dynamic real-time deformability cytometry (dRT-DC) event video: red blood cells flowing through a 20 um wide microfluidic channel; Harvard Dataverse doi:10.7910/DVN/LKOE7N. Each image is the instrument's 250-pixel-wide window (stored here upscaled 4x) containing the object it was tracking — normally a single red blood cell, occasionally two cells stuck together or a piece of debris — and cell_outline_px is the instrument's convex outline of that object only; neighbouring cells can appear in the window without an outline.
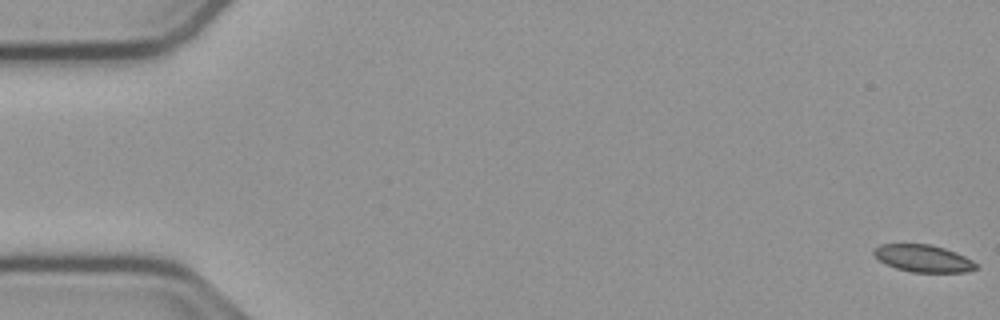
{"species": "common noctule bat (a hibernating species)", "species_latin": "Nyctalus noctula", "temperature_condition": "cold", "stored_images_in_passage": 55, "camera_frame_rate_fps": 3000, "um_per_image_px": 0.085, "animal": {"sex": "male", "body_mass_g": 23.1, "forearm_length_mm": 52.7}, "frame": {"image": 1, "passage_image": 1, "time_ms": 0.0, "image_size_px": [1000, 320], "cell_outline_px": [[976, 268], [964, 272], [912, 272], [896, 268], [880, 260], [872, 252], [872, 248], [880, 244], [932, 244], [956, 252], [972, 260], [976, 264]], "centroid_in_image_um": [78.45, 21.95], "position_along_channel_um": 6.6, "area_um2": 16.07}}
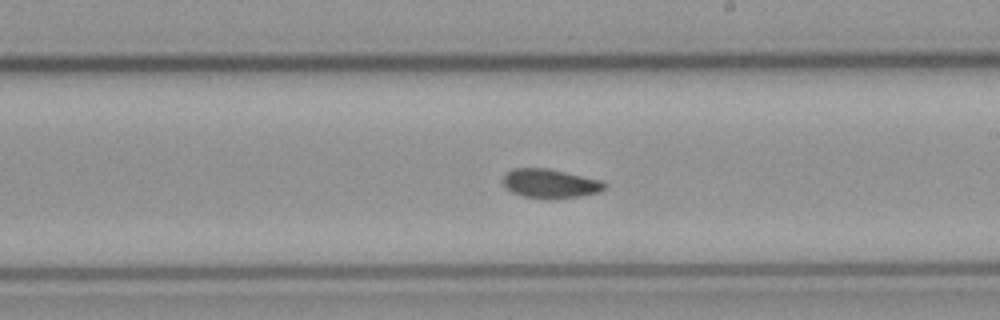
{"frame": {"image": 2, "passage_image": 32, "time_ms": 10.333, "image_size_px": [1000, 320], "cell_outline_px": [[608, 188], [600, 192], [580, 196], [552, 200], [524, 196], [512, 192], [504, 184], [504, 176], [512, 168], [548, 168], [600, 180], [608, 184]], "centroid_in_image_um": [46.82, 15.61], "position_along_channel_um": 242.2, "area_um2": 17.28}}
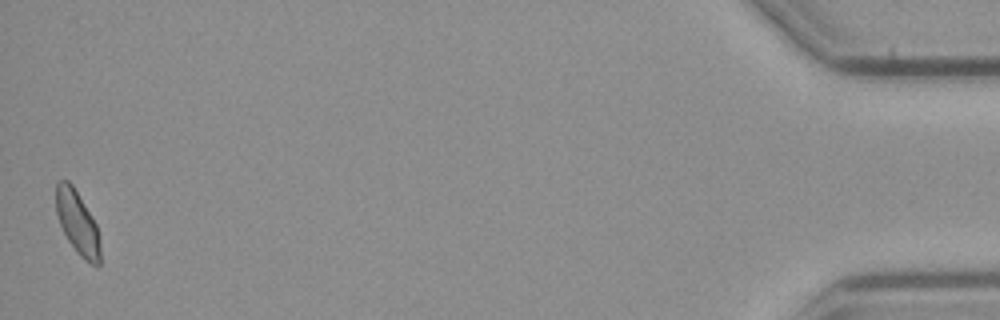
{"frame": {"image": 3, "passage_image": 55, "time_ms": 18.0, "image_size_px": [1000, 320], "cell_outline_px": [[100, 264], [92, 264], [84, 260], [76, 252], [68, 240], [60, 224], [56, 212], [56, 184], [60, 180], [68, 180], [72, 184], [96, 224], [100, 240]], "centroid_in_image_um": [6.58, 18.94], "position_along_channel_um": 428.6, "area_um2": 16.13}, "authors_computed_cell_mechanics": {"area_um2": 17.1088, "velocity_mm_per_s": 3.7449, "shape_relaxation_time_tau1_ms": 9.1585, "shape_relaxation_time_tau2_ms": 5.8375, "deformation_change_tau1": 0.1244, "deformation_change_tau2": 0.0952}}